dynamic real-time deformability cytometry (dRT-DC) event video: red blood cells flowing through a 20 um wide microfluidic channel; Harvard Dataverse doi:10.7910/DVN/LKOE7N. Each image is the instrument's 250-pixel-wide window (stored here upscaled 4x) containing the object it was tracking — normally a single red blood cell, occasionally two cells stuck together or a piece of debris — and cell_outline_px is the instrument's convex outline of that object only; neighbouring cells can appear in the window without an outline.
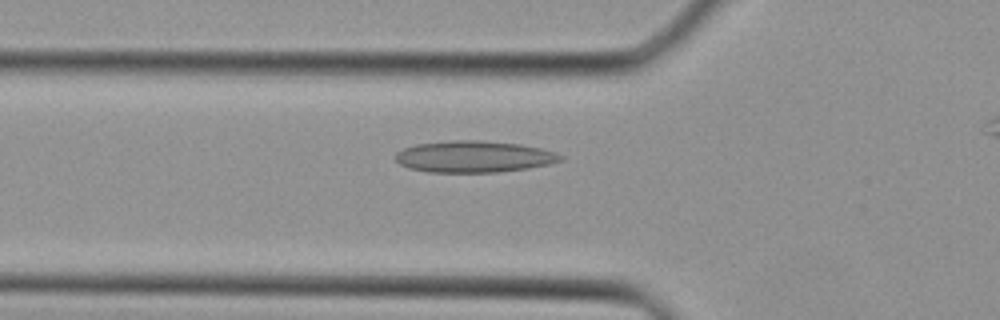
{"species": "Egyptian fruit bat (a non-hibernating species)", "species_latin": "Rousettus aegyptiacus", "temperature_condition": "cold", "stored_images_in_passage": 32, "camera_frame_rate_fps": 3000, "um_per_image_px": 0.085, "animal": {"sex": "female"}, "frame": {"image": 1, "passage_image": 10, "time_ms": 3.0, "image_size_px": [1000, 320], "cell_outline_px": [[564, 160], [552, 164], [528, 168], [500, 172], [428, 172], [408, 168], [400, 164], [396, 160], [396, 152], [404, 148], [416, 144], [456, 140], [480, 140], [520, 144], [540, 148], [556, 152], [564, 156]], "centroid_in_image_um": [40.33, 13.32], "position_along_channel_um": 85.5, "area_um2": 30.52}}
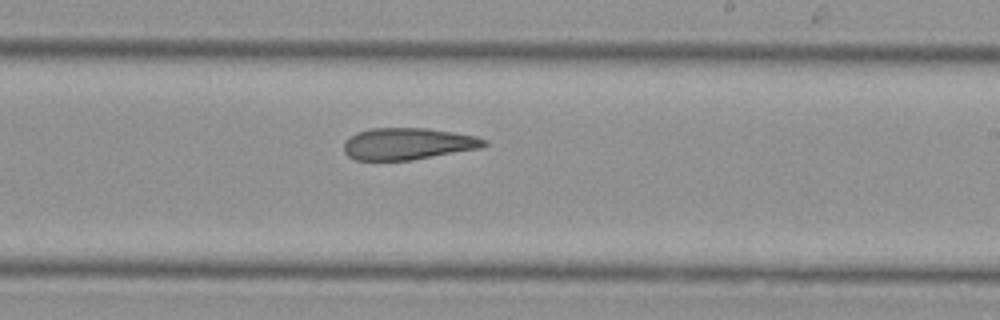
{"frame": {"image": 2, "passage_image": 20, "time_ms": 6.333, "image_size_px": [1000, 320], "cell_outline_px": [[488, 144], [480, 148], [412, 160], [356, 160], [348, 156], [344, 152], [344, 140], [348, 136], [356, 132], [372, 128], [428, 128], [476, 136], [488, 140]], "centroid_in_image_um": [34.64, 12.22], "position_along_channel_um": 254.4, "area_um2": 26.13}}
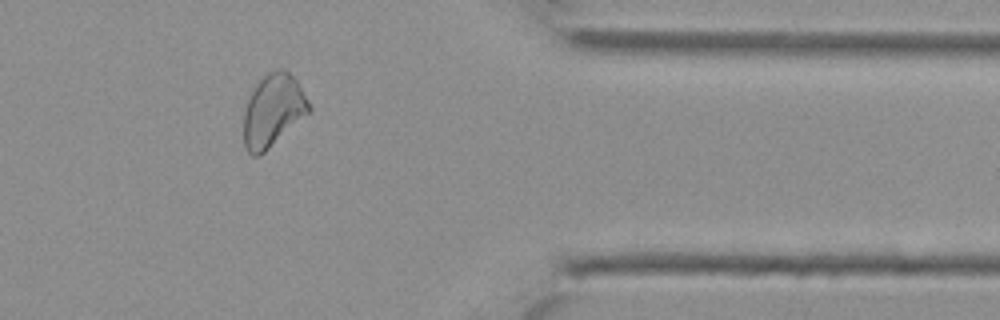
{"frame": {"image": 3, "passage_image": 29, "time_ms": 9.333, "image_size_px": [1000, 320], "cell_outline_px": [[312, 112], [260, 156], [252, 156], [248, 152], [244, 144], [244, 112], [248, 96], [256, 84], [268, 72], [280, 68], [288, 68], [296, 80], [308, 100], [312, 108]], "centroid_in_image_um": [23.23, 9.39], "position_along_channel_um": 388.2, "area_um2": 28.03}}